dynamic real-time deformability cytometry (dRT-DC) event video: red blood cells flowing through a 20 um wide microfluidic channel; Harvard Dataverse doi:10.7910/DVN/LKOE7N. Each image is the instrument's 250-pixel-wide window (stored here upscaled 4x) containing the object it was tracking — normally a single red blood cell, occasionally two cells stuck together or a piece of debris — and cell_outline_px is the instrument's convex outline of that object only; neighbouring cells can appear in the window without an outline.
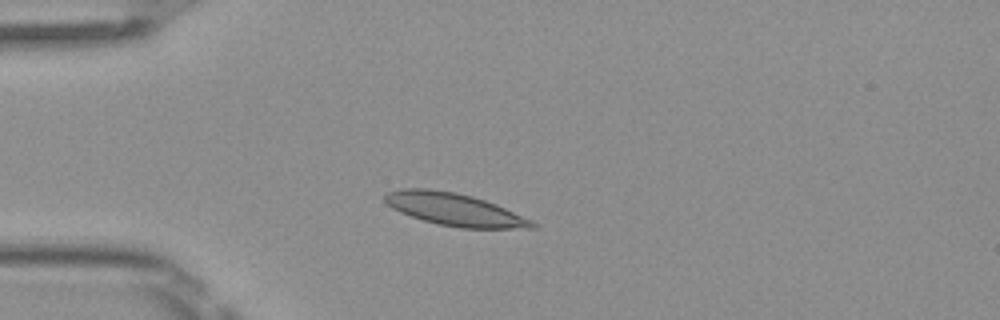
{"species": "Egyptian fruit bat (a non-hibernating species)", "species_latin": "Rousettus aegyptiacus", "temperature_condition": "room temperature", "stored_images_in_passage": 4, "camera_frame_rate_fps": 3000, "um_per_image_px": 0.085, "frame": {"image": 1, "passage_image": 3, "time_ms": 0.667, "image_size_px": [1000, 320], "cell_outline_px": [[536, 228], [460, 228], [440, 224], [424, 220], [400, 212], [392, 208], [384, 200], [384, 196], [388, 192], [400, 188], [428, 188], [456, 192], [472, 196], [496, 204], [532, 220], [536, 224]], "centroid_in_image_um": [38.62, 17.79], "position_along_channel_um": 46.4, "area_um2": 27.69}}